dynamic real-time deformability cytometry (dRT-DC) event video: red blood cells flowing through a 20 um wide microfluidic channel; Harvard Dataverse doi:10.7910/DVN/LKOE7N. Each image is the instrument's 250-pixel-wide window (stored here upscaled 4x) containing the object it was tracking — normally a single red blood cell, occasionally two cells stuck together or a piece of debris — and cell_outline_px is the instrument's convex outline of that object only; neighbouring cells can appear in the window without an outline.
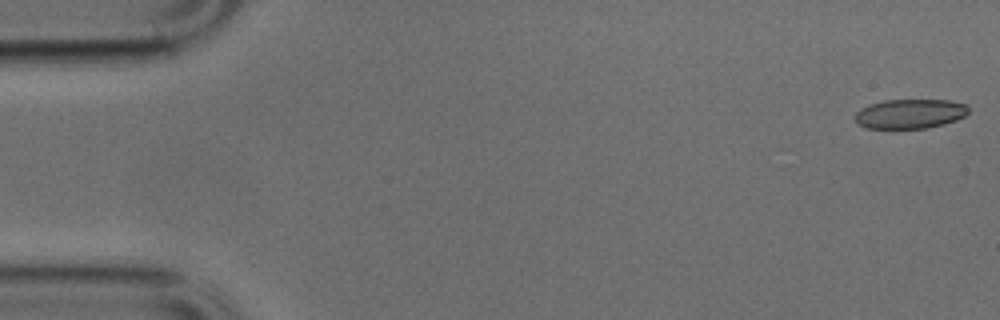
{"species": "common noctule bat (a hibernating species)", "species_latin": "Nyctalus noctula", "temperature_condition": "cold", "stored_images_in_passage": 51, "segment_of_instrument_passage": [1, 2], "camera_frame_rate_fps": 3000, "um_per_image_px": 0.085, "animal": {"sex": "male", "body_mass_g": 17.9, "forearm_length_mm": 54.2}, "frame": {"image": 1, "passage_image": 1, "time_ms": 0.0, "image_size_px": [1000, 320], "cell_outline_px": [[968, 112], [964, 116], [956, 120], [944, 124], [928, 128], [864, 128], [856, 120], [856, 112], [860, 108], [868, 104], [884, 100], [952, 100], [968, 104]], "centroid_in_image_um": [77.37, 9.66], "position_along_channel_um": 7.6, "area_um2": 19.59}}
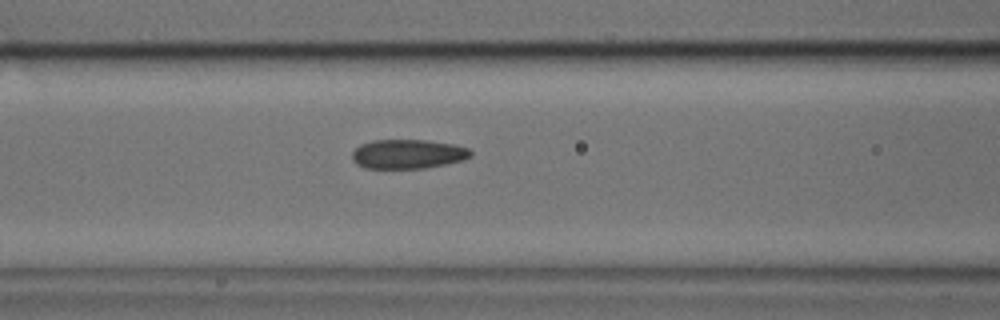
{"frame": {"image": 2, "passage_image": 20, "time_ms": 6.333, "image_size_px": [1000, 320], "cell_outline_px": [[472, 156], [464, 160], [424, 168], [364, 168], [356, 164], [352, 160], [352, 152], [360, 144], [372, 140], [428, 140], [456, 144], [468, 148], [472, 152]], "centroid_in_image_um": [34.67, 13.08], "position_along_channel_um": 131.9, "area_um2": 20.4}}
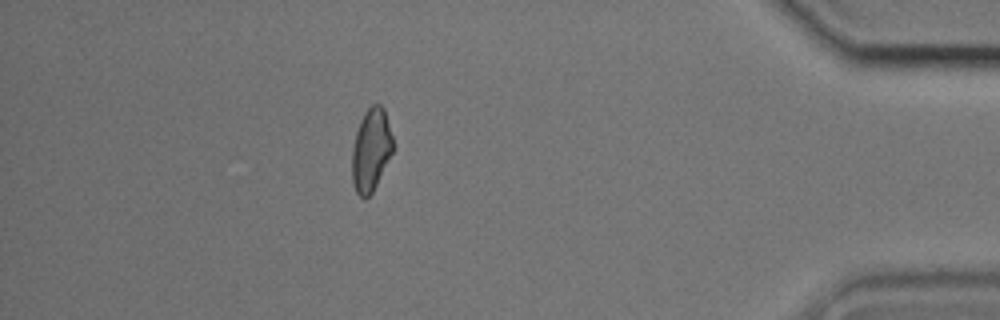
{"frame": {"image": 3, "passage_image": 44, "time_ms": 14.333, "image_size_px": [1000, 320], "cell_outline_px": [[392, 152], [372, 192], [364, 200], [356, 192], [352, 184], [352, 148], [356, 132], [360, 120], [364, 112], [372, 104], [380, 104], [384, 108], [392, 136]], "centroid_in_image_um": [31.51, 12.73], "position_along_channel_um": 403.7, "area_um2": 19.54}}